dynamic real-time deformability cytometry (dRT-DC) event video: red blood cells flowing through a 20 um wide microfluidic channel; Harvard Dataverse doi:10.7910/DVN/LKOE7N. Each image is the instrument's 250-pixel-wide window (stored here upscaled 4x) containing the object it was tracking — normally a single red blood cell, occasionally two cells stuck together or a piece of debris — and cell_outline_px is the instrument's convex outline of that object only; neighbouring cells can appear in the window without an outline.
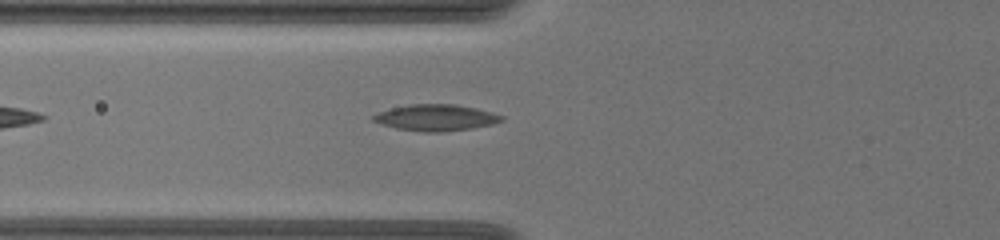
{"species": "common noctule bat (a hibernating species)", "species_latin": "Nyctalus noctula", "temperature_condition": "warm", "stored_images_in_passage": 39, "camera_frame_rate_fps": 3000, "um_per_image_px": 0.085, "animal": {"sex": "female", "body_mass_g": 19.5, "forearm_length_mm": 54.1}, "frame": {"image": 1, "passage_image": 3, "time_ms": 0.667, "image_size_px": [1000, 240], "cell_outline_px": [[504, 120], [492, 124], [472, 128], [440, 132], [424, 132], [396, 128], [372, 120], [372, 116], [380, 112], [392, 108], [408, 104], [456, 104], [476, 108], [492, 112], [504, 116]], "centroid_in_image_um": [37.09, 9.99], "position_along_channel_um": 88.7, "area_um2": 19.54}}
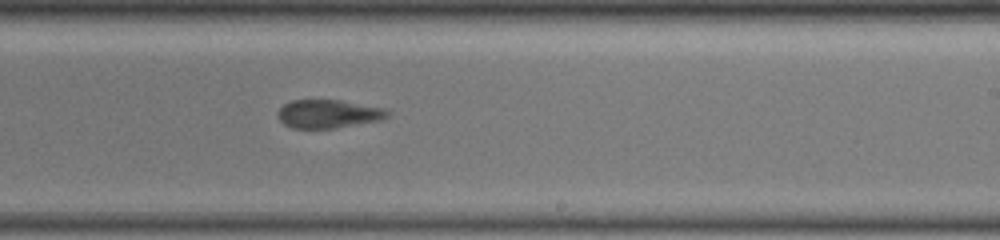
{"frame": {"image": 2, "passage_image": 18, "time_ms": 5.667, "image_size_px": [1000, 240], "cell_outline_px": [[392, 112], [388, 116], [380, 120], [332, 128], [292, 128], [284, 124], [276, 116], [276, 112], [284, 104], [292, 100], [340, 100], [384, 108]], "centroid_in_image_um": [27.88, 9.67], "position_along_channel_um": 261.1, "area_um2": 18.09}}
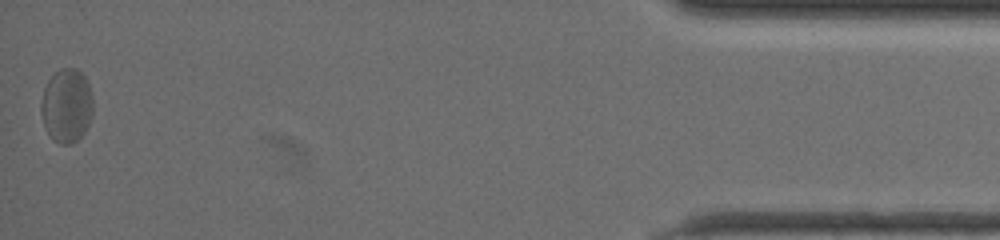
{"frame": {"image": 3, "passage_image": 39, "time_ms": 12.667, "image_size_px": [1000, 240], "cell_outline_px": [[92, 112], [88, 124], [84, 132], [72, 144], [60, 144], [52, 140], [44, 128], [40, 112], [40, 104], [44, 88], [48, 80], [56, 72], [64, 68], [76, 68], [84, 76], [88, 84], [92, 96]], "centroid_in_image_um": [5.63, 9.0], "position_along_channel_um": 429.6, "area_um2": 22.37}, "authors_computed_cell_mechanics": {"area_um2": 19.363, "velocity_mm_per_s": 3.448, "shape_relaxation_time_tau1_ms": null, "shape_relaxation_time_tau2_ms": 2.2608, "deformation_change_tau1": null, "deformation_change_tau2": 0.085}}